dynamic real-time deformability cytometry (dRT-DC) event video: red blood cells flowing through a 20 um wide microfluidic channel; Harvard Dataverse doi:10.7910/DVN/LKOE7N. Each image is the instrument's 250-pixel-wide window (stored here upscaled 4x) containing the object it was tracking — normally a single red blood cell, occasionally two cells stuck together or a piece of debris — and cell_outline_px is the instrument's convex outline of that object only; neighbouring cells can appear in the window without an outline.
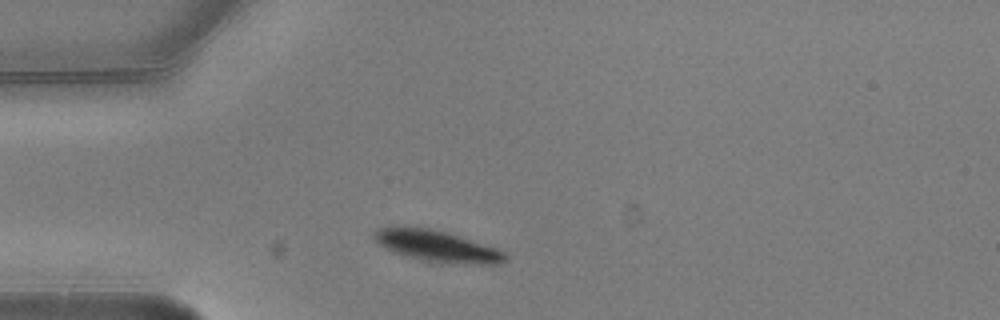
{"species": "common noctule bat (a hibernating species)", "species_latin": "Nyctalus noctula", "temperature_condition": "warm", "stored_images_in_passage": 1, "camera_frame_rate_fps": 3000, "um_per_image_px": 0.085, "animal": {"sex": "male", "body_mass_g": 20.5, "forearm_length_mm": 52.5}, "frame": {"image": 1, "passage_image": 1, "time_ms": 0.0, "image_size_px": [1000, 320], "cell_outline_px": [[508, 256], [500, 264], [440, 264], [408, 256], [384, 248], [372, 236], [372, 232], [376, 228], [428, 228], [448, 232], [496, 248], [504, 252]], "centroid_in_image_um": [37.19, 20.94], "position_along_channel_um": 47.8, "area_um2": 23.7}}